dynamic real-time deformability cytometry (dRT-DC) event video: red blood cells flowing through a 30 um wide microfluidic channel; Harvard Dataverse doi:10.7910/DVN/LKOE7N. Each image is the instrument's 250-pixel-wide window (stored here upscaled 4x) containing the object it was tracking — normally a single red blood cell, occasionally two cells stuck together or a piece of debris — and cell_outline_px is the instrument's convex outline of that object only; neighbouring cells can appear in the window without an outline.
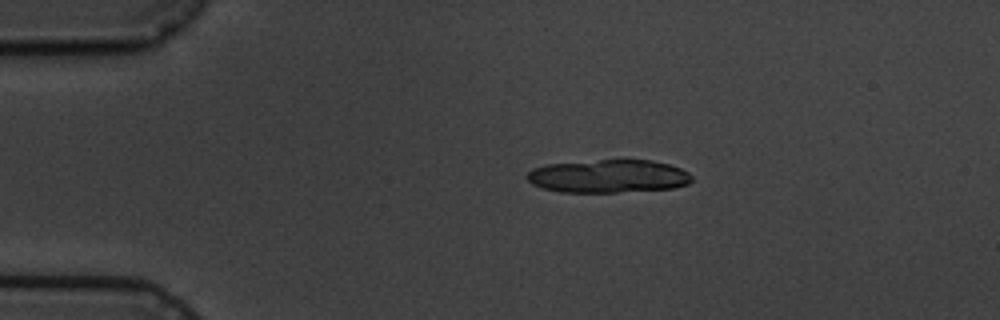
{"species": "common noctule bat (a hibernating species)", "species_latin": "Nyctalus noctula", "temperature_condition": "cold", "stored_images_in_passage": 7, "camera_frame_rate_fps": 3000, "um_per_image_px": 0.085, "animal": {"sex": "male", "body_mass_g": 19.5, "forearm_length_mm": 54.6}, "frame": {"image": 1, "passage_image": 4, "time_ms": 3.333, "image_size_px": [1000, 320], "cell_outline_px": [[692, 180], [688, 184], [672, 188], [616, 192], [560, 192], [544, 188], [532, 184], [524, 176], [532, 168], [548, 164], [600, 160], [652, 160], [668, 164], [680, 168], [688, 172], [692, 176]], "centroid_in_image_um": [51.7, 14.98], "position_along_channel_um": 33.3, "area_um2": 31.73}}